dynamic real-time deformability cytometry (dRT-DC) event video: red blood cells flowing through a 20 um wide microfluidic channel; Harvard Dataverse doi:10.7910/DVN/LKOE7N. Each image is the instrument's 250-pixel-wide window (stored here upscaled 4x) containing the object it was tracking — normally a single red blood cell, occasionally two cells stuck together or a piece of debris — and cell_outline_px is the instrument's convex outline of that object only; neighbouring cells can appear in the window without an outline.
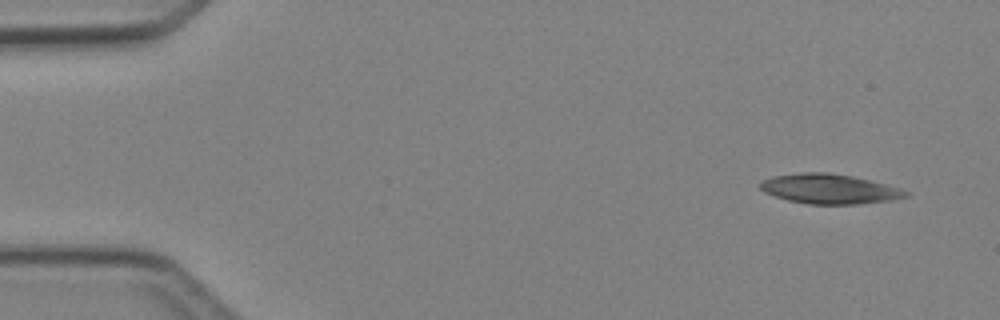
{"species": "Egyptian fruit bat (a non-hibernating species)", "species_latin": "Rousettus aegyptiacus", "temperature_condition": "cold", "stored_images_in_passage": 5, "camera_frame_rate_fps": 3000, "um_per_image_px": 0.085, "animal": {"sex": "female"}, "frame": {"image": 1, "passage_image": 1, "time_ms": 0.0, "image_size_px": [1000, 320], "cell_outline_px": [[912, 192], [908, 196], [888, 200], [856, 204], [808, 204], [788, 200], [764, 192], [760, 188], [760, 180], [772, 176], [800, 172], [828, 172], [852, 176], [900, 188]], "centroid_in_image_um": [70.46, 16.05], "position_along_channel_um": 14.5, "area_um2": 25.14}}
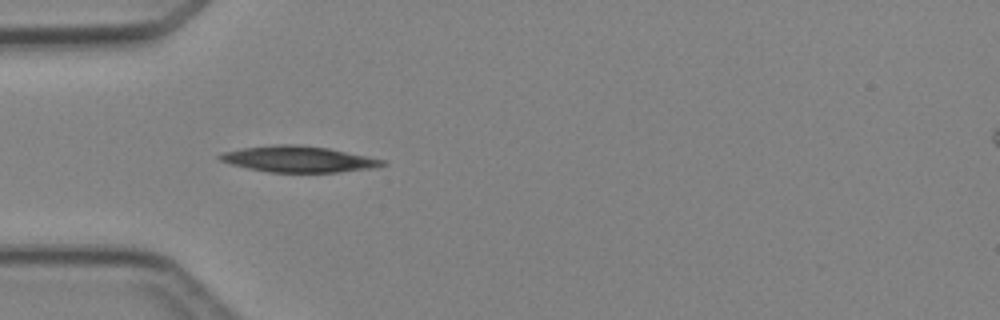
{"frame": {"image": 2, "passage_image": 4, "time_ms": 3.667, "image_size_px": [1000, 320], "cell_outline_px": [[388, 164], [372, 168], [336, 172], [268, 172], [248, 168], [232, 164], [220, 160], [216, 156], [224, 152], [244, 148], [276, 144], [296, 144], [328, 148], [368, 156], [384, 160]], "centroid_in_image_um": [25.38, 13.52], "position_along_channel_um": 59.6, "area_um2": 24.51}}
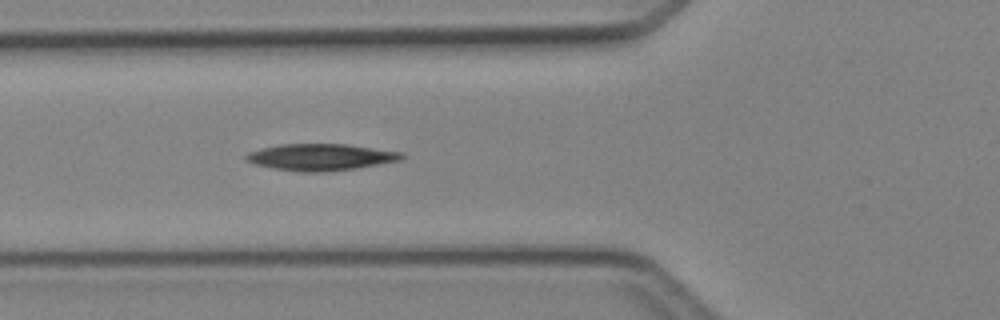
{"frame": {"image": 3, "passage_image": 5, "time_ms": 4.667, "image_size_px": [1000, 320], "cell_outline_px": [[404, 156], [400, 160], [356, 168], [320, 172], [300, 172], [272, 168], [252, 164], [244, 160], [244, 156], [248, 152], [280, 144], [344, 144], [404, 152]], "centroid_in_image_um": [27.21, 13.36], "position_along_channel_um": 98.6, "area_um2": 24.1}}